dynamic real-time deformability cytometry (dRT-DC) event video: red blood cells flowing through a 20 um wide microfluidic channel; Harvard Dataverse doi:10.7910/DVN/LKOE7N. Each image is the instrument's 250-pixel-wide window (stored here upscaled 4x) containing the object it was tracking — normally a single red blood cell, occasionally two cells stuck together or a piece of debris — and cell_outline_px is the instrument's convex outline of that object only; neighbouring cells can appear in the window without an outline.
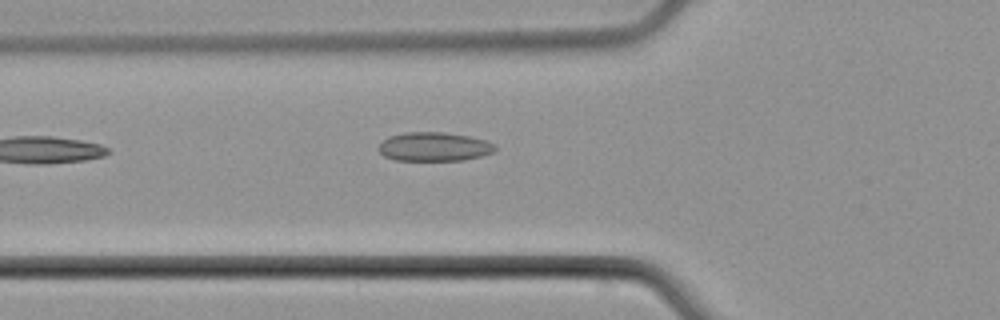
{"species": "common noctule bat (a hibernating species)", "species_latin": "Nyctalus noctula", "temperature_condition": "cold", "stored_images_in_passage": 3, "camera_frame_rate_fps": 3000, "um_per_image_px": 0.085, "animal": {"sex": "male", "body_mass_g": 21.5, "forearm_length_mm": 52.0}, "frame": {"image": 1, "passage_image": 3, "time_ms": 3.667, "image_size_px": [1000, 320], "cell_outline_px": [[496, 148], [492, 152], [480, 156], [464, 160], [396, 160], [384, 156], [380, 152], [380, 144], [388, 136], [404, 132], [444, 132], [468, 136], [484, 140], [496, 144]], "centroid_in_image_um": [36.9, 12.46], "position_along_channel_um": 88.9, "area_um2": 19.48}}